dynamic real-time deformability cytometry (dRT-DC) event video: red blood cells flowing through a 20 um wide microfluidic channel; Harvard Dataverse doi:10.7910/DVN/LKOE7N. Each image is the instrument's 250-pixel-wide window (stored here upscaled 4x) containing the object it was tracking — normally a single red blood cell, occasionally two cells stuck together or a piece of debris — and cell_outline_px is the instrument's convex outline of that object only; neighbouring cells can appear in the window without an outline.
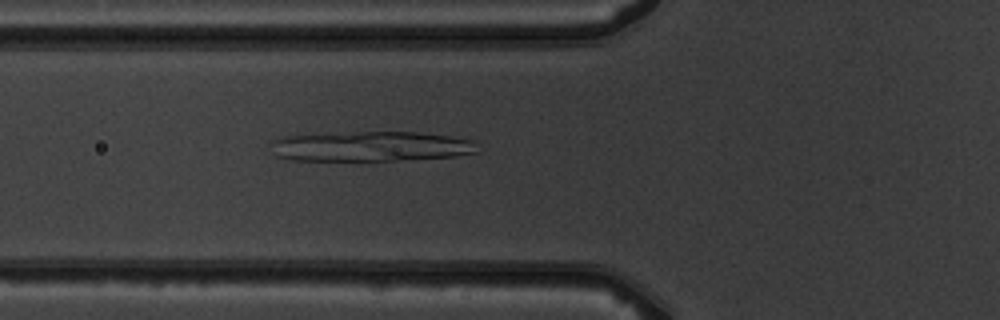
{"species": "common noctule bat (a hibernating species)", "species_latin": "Nyctalus noctula", "temperature_condition": "warm", "stored_images_in_passage": 5, "camera_frame_rate_fps": 3000, "um_per_image_px": 0.085, "animal": {"sex": "male", "body_mass_g": 19.5, "forearm_length_mm": 54.6}, "frame": {"image": 1, "passage_image": 5, "time_ms": 5.333, "image_size_px": [1000, 320], "cell_outline_px": [[480, 152], [456, 156], [396, 160], [292, 160], [276, 156], [272, 144], [272, 140], [284, 136], [360, 132], [416, 132], [448, 136], [472, 140]], "centroid_in_image_um": [31.55, 12.44], "position_along_channel_um": 94.2, "area_um2": 35.72}}